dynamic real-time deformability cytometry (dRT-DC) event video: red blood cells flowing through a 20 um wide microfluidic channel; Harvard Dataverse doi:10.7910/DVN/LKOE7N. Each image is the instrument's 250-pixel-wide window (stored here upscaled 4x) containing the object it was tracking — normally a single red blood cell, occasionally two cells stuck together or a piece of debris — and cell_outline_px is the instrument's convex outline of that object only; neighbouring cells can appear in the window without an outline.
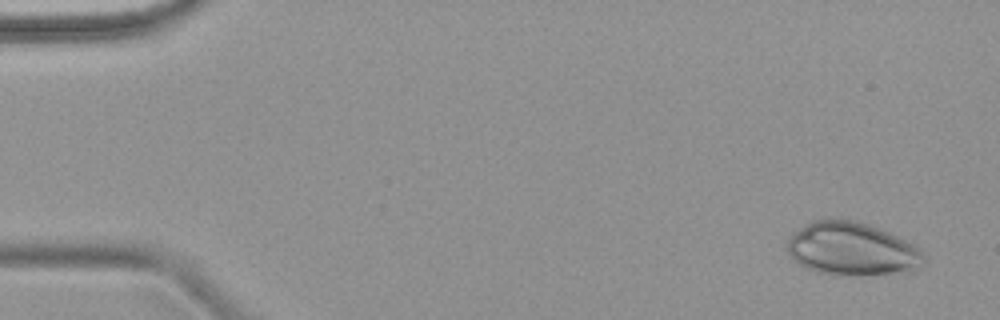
{"species": "common noctule bat (a hibernating species)", "species_latin": "Nyctalus noctula", "temperature_condition": "warm", "stored_images_in_passage": 6, "camera_frame_rate_fps": 3000, "um_per_image_px": 0.085, "animal": {"sex": "female", "body_mass_g": 18.4}, "frame": {"image": 1, "passage_image": 1, "time_ms": 0.0, "image_size_px": [1000, 320], "cell_outline_px": [[924, 260], [912, 272], [860, 276], [836, 276], [820, 272], [808, 268], [800, 264], [788, 252], [788, 240], [792, 232], [804, 224], [812, 220], [852, 220], [868, 224], [888, 232], [920, 248], [924, 252]], "centroid_in_image_um": [72.42, 21.19], "position_along_channel_um": 12.6, "area_um2": 42.37}}